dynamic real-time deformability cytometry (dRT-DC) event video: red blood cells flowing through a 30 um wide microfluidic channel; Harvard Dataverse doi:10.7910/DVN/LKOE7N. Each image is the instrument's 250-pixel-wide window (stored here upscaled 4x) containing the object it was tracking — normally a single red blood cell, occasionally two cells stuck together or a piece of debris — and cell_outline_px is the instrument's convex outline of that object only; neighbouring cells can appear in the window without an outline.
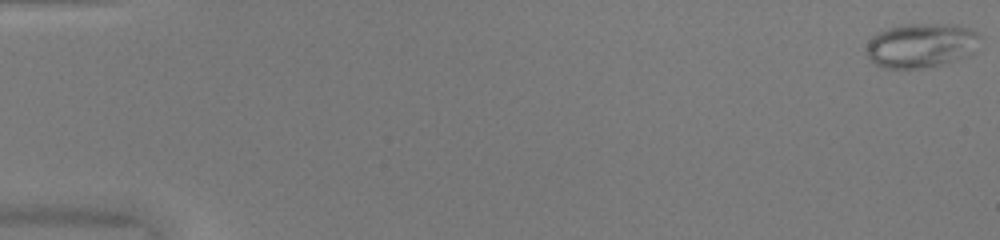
{"species": "common noctule bat (a hibernating species)", "species_latin": "Nyctalus noctula", "temperature_condition": "warm", "stored_images_in_passage": 51, "camera_frame_rate_fps": 3000, "um_per_image_px": 0.085, "animal": {"sex": "female", "body_mass_g": 20.0, "forearm_length_mm": 54.0}, "frame": {"image": 1, "passage_image": 1, "time_ms": 0.0, "image_size_px": [1000, 240], "cell_outline_px": [[980, 36], [976, 52], [968, 56], [944, 64], [928, 68], [884, 68], [872, 64], [868, 60], [868, 40], [872, 36], [888, 28], [904, 24], [956, 24], [968, 28], [976, 32]], "centroid_in_image_um": [78.32, 3.87], "position_along_channel_um": 6.7, "area_um2": 29.77}}
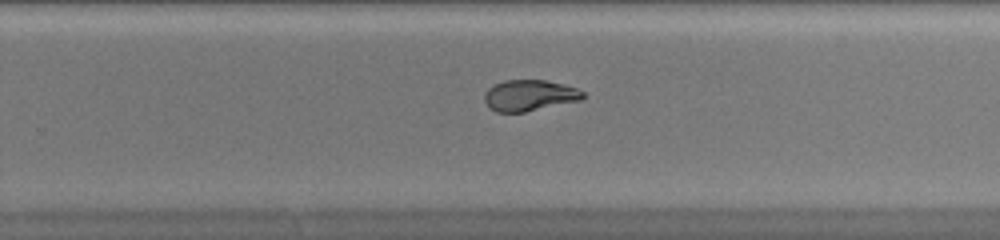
{"frame": {"image": 2, "passage_image": 34, "time_ms": 11.0, "image_size_px": [1000, 240], "cell_outline_px": [[584, 96], [580, 100], [524, 112], [496, 112], [488, 108], [484, 100], [484, 92], [488, 88], [504, 80], [544, 80], [564, 84], [576, 88], [584, 92]], "centroid_in_image_um": [44.96, 8.11], "position_along_channel_um": 284.8, "area_um2": 17.8}}
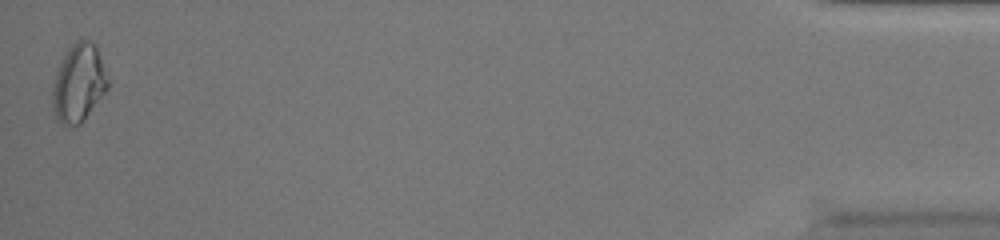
{"frame": {"image": 3, "passage_image": 51, "time_ms": 16.667, "image_size_px": [1000, 240], "cell_outline_px": [[108, 88], [80, 124], [64, 124], [56, 120], [52, 108], [52, 84], [56, 72], [68, 48], [76, 40], [88, 40], [96, 48], [108, 76]], "centroid_in_image_um": [6.66, 7.07], "position_along_channel_um": 428.5, "area_um2": 24.74}, "authors_computed_cell_mechanics": {"area_um2": 20.9236, "velocity_mm_per_s": 4.0876, "shape_relaxation_time_tau1_ms": null, "shape_relaxation_time_tau2_ms": 0.8867, "deformation_change_tau1": null, "deformation_change_tau2": 0.0294}}